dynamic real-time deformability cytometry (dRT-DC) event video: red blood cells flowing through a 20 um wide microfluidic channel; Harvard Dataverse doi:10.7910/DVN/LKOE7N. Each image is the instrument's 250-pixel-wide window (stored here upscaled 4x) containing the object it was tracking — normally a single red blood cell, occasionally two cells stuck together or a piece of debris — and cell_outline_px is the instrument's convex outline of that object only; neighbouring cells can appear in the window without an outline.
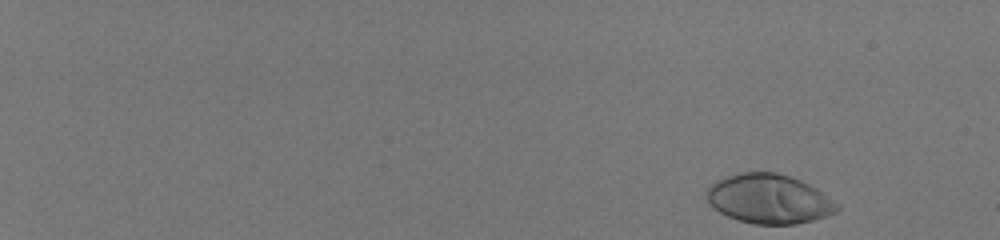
{"species": "human", "species_latin": "Homo sapiens", "temperature_condition": "room temperature", "stored_images_in_passage": 38, "camera_frame_rate_fps": 3000, "um_per_image_px": 0.085, "donor": {"sex": "male"}, "frame": {"image": 1, "passage_image": 1, "time_ms": 0.0, "image_size_px": [1000, 240], "cell_outline_px": [[840, 208], [836, 212], [828, 216], [796, 224], [752, 224], [728, 216], [720, 212], [708, 200], [708, 188], [712, 184], [728, 176], [740, 172], [776, 172], [800, 180], [816, 188], [840, 204]], "centroid_in_image_um": [65.43, 16.91], "position_along_channel_um": 19.6, "area_um2": 37.11}}
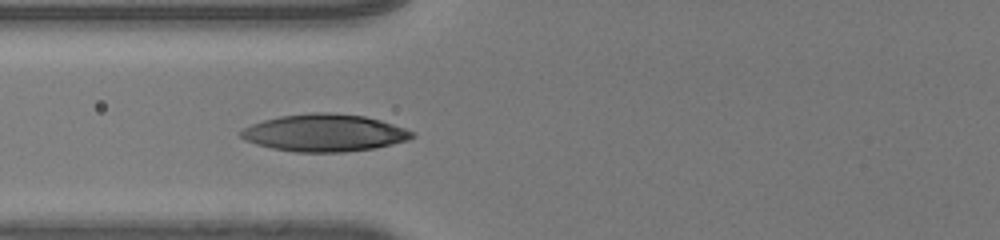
{"frame": {"image": 2, "passage_image": 23, "time_ms": 7.333, "image_size_px": [1000, 240], "cell_outline_px": [[416, 136], [408, 140], [376, 148], [344, 152], [296, 152], [272, 148], [256, 144], [244, 140], [240, 136], [240, 132], [244, 128], [252, 124], [264, 120], [280, 116], [312, 112], [328, 112], [364, 116], [380, 120], [416, 132]], "centroid_in_image_um": [27.6, 11.29], "position_along_channel_um": 98.2, "area_um2": 37.22}}
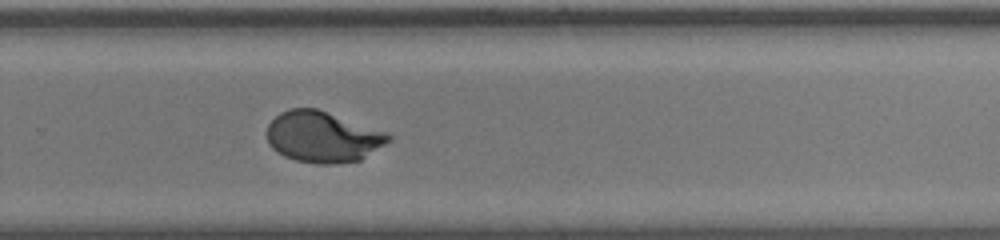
{"frame": {"image": 3, "passage_image": 38, "time_ms": 12.333, "image_size_px": [1000, 240], "cell_outline_px": [[392, 140], [360, 160], [336, 164], [316, 164], [296, 160], [284, 156], [276, 152], [268, 144], [268, 124], [280, 112], [288, 108], [316, 108], [388, 132], [392, 136]], "centroid_in_image_um": [27.44, 11.64], "position_along_channel_um": 302.4, "area_um2": 36.3}}